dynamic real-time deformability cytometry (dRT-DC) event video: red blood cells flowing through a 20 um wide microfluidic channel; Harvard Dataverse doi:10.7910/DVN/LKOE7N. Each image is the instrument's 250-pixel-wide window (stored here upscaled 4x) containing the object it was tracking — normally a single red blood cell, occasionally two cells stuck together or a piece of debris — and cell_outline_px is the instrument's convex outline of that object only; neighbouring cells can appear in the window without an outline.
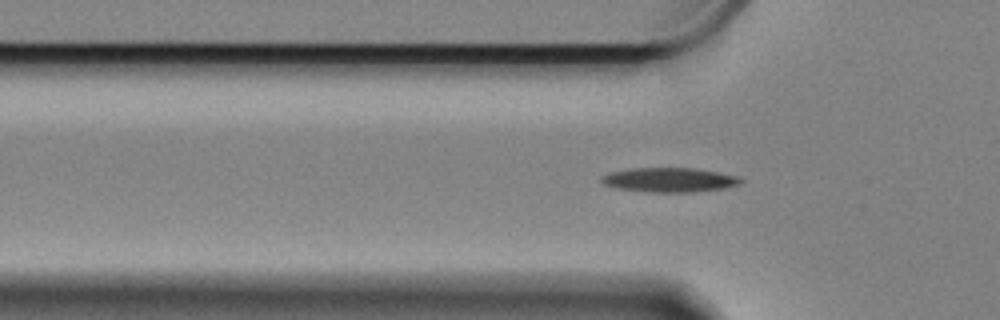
{"species": "Egyptian fruit bat (a non-hibernating species)", "species_latin": "Rousettus aegyptiacus", "temperature_condition": "cold", "stored_images_in_passage": 52, "camera_frame_rate_fps": 3000, "um_per_image_px": 0.085, "animal": {"sex": "female"}, "frame": {"image": 1, "passage_image": 18, "time_ms": 5.667, "image_size_px": [1000, 320], "cell_outline_px": [[744, 180], [740, 184], [724, 188], [692, 192], [652, 192], [620, 188], [604, 184], [600, 180], [600, 176], [612, 172], [632, 168], [692, 168], [720, 172], [736, 176]], "centroid_in_image_um": [56.93, 15.28], "position_along_channel_um": 68.9, "area_um2": 19.59}}
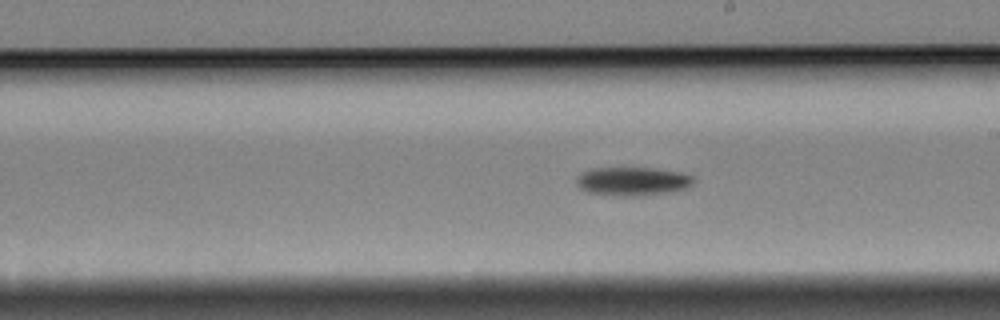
{"frame": {"image": 2, "passage_image": 33, "time_ms": 10.667, "image_size_px": [1000, 320], "cell_outline_px": [[696, 180], [692, 184], [684, 188], [668, 192], [636, 196], [616, 196], [588, 192], [580, 188], [576, 184], [576, 180], [584, 172], [592, 168], [652, 168], [680, 172], [692, 176]], "centroid_in_image_um": [53.77, 15.41], "position_along_channel_um": 235.2, "area_um2": 19.31}}
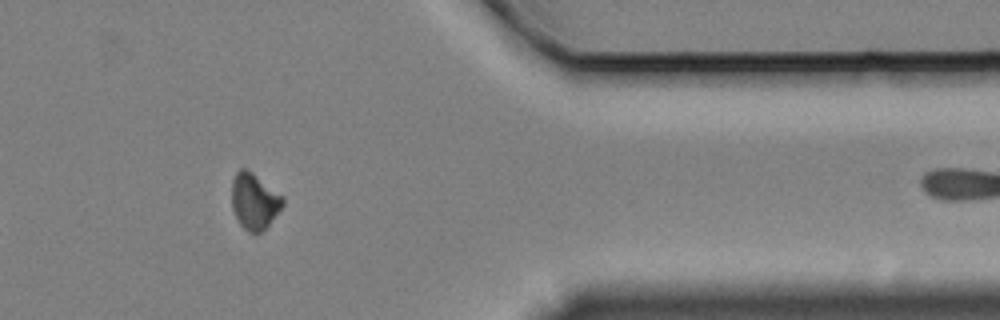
{"frame": {"image": 3, "passage_image": 49, "time_ms": 16.0, "image_size_px": [1000, 320], "cell_outline_px": [[284, 204], [268, 224], [260, 232], [248, 232], [240, 224], [232, 208], [232, 180], [236, 172], [240, 168], [244, 168], [252, 172], [284, 196]], "centroid_in_image_um": [21.61, 17.07], "position_along_channel_um": 389.8, "area_um2": 16.47}}